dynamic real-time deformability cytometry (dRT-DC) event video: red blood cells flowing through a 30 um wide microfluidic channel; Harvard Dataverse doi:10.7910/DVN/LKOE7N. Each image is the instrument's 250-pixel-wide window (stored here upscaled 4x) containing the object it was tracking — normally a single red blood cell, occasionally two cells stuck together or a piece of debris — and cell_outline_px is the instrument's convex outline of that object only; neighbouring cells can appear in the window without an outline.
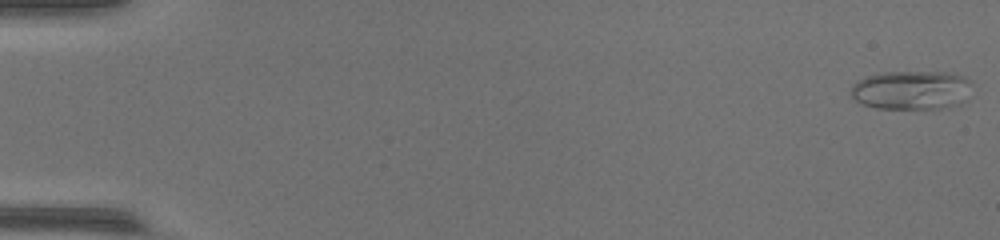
{"species": "common noctule bat (a hibernating species)", "species_latin": "Nyctalus noctula", "temperature_condition": "warm", "stored_images_in_passage": 48, "camera_frame_rate_fps": 3000, "um_per_image_px": 0.085, "animal": {"sex": "female", "body_mass_g": 17.0, "forearm_length_mm": 48.0}, "frame": {"image": 1, "passage_image": 1, "time_ms": 0.0, "image_size_px": [1000, 240], "cell_outline_px": [[972, 84], [964, 100], [960, 104], [948, 108], [876, 108], [864, 104], [856, 100], [852, 96], [852, 84], [856, 80], [864, 76], [880, 72], [952, 72], [964, 76], [972, 80]], "centroid_in_image_um": [77.49, 7.63], "position_along_channel_um": 7.5, "area_um2": 27.74}}
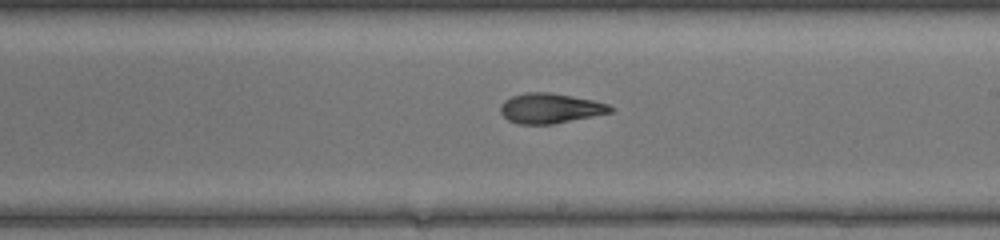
{"frame": {"image": 2, "passage_image": 29, "time_ms": 9.333, "image_size_px": [1000, 240], "cell_outline_px": [[616, 108], [612, 112], [552, 124], [516, 124], [508, 120], [500, 112], [500, 104], [504, 100], [512, 96], [528, 92], [548, 92], [572, 96], [592, 100], [608, 104]], "centroid_in_image_um": [46.75, 9.2], "position_along_channel_um": 242.3, "area_um2": 19.19}}
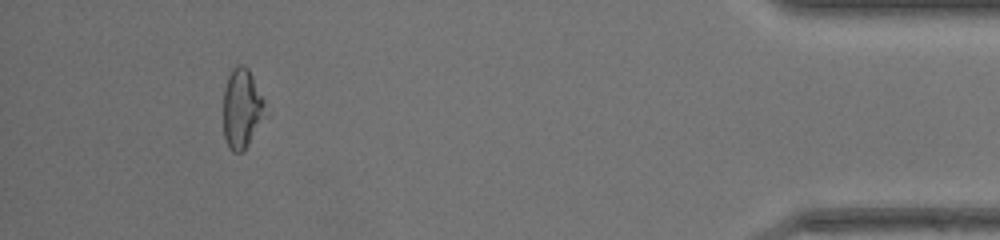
{"frame": {"image": 3, "passage_image": 45, "time_ms": 14.667, "image_size_px": [1000, 240], "cell_outline_px": [[264, 116], [244, 152], [232, 152], [228, 148], [224, 136], [224, 88], [228, 76], [232, 68], [240, 64], [244, 64], [248, 68], [264, 100]], "centroid_in_image_um": [20.53, 9.23], "position_along_channel_um": 414.7, "area_um2": 19.25}, "authors_computed_cell_mechanics": {"area_um2": 19.6809, "velocity_mm_per_s": 4.3784, "shape_relaxation_time_tau1_ms": 10.541, "shape_relaxation_time_tau2_ms": 2.178, "deformation_change_tau1": 0.3484, "deformation_change_tau2": 0.0994}}